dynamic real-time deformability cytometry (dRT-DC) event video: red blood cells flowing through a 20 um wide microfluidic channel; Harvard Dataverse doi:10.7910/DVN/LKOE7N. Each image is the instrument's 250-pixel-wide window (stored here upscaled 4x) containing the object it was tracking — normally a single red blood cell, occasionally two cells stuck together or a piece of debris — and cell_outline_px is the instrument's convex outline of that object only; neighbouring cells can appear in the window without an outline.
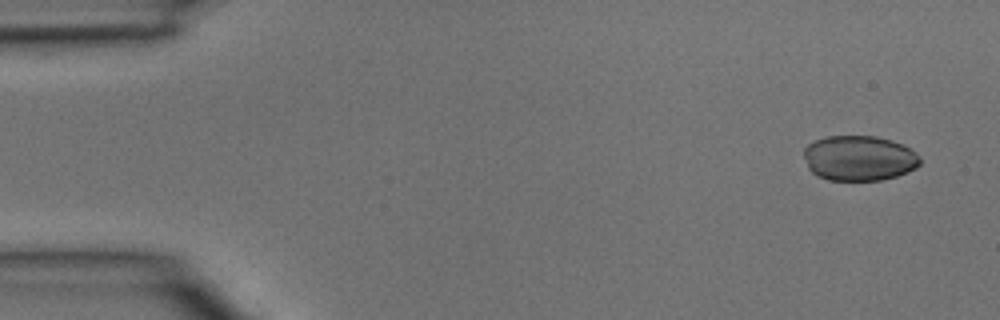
{"species": "common noctule bat (a hibernating species)", "species_latin": "Nyctalus noctula", "temperature_condition": "room temperature", "stored_images_in_passage": 4, "camera_frame_rate_fps": 3000, "um_per_image_px": 0.085, "animal": {"sex": "male", "body_mass_g": 15.6}, "frame": {"image": 1, "passage_image": 1, "time_ms": 0.0, "image_size_px": [1000, 320], "cell_outline_px": [[920, 164], [916, 168], [908, 172], [896, 176], [880, 180], [828, 180], [812, 172], [808, 168], [804, 156], [804, 148], [808, 144], [824, 136], [876, 136], [892, 140], [904, 144], [916, 152], [920, 156]], "centroid_in_image_um": [73.05, 13.43], "position_along_channel_um": 12.0, "area_um2": 30.81}}
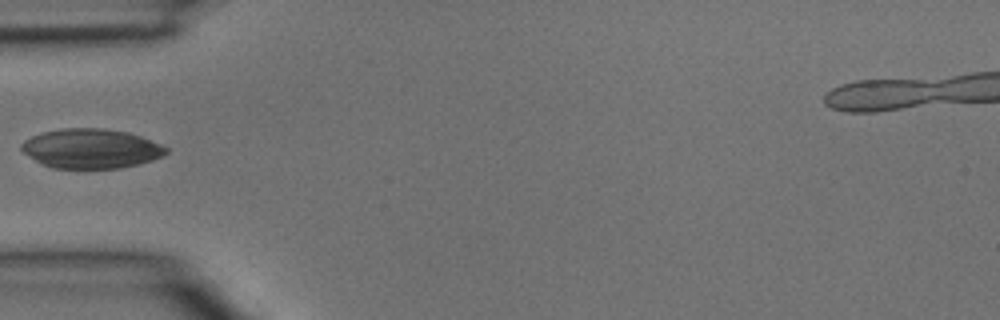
{"frame": {"image": 2, "passage_image": 4, "time_ms": 1.0, "image_size_px": [1000, 320], "cell_outline_px": [[168, 152], [164, 156], [152, 160], [120, 168], [52, 168], [36, 160], [24, 152], [20, 148], [20, 144], [24, 140], [32, 136], [44, 132], [60, 128], [104, 128], [128, 132], [140, 136], [160, 144], [168, 148]], "centroid_in_image_um": [7.75, 12.62], "position_along_channel_um": 77.3, "area_um2": 33.18}}